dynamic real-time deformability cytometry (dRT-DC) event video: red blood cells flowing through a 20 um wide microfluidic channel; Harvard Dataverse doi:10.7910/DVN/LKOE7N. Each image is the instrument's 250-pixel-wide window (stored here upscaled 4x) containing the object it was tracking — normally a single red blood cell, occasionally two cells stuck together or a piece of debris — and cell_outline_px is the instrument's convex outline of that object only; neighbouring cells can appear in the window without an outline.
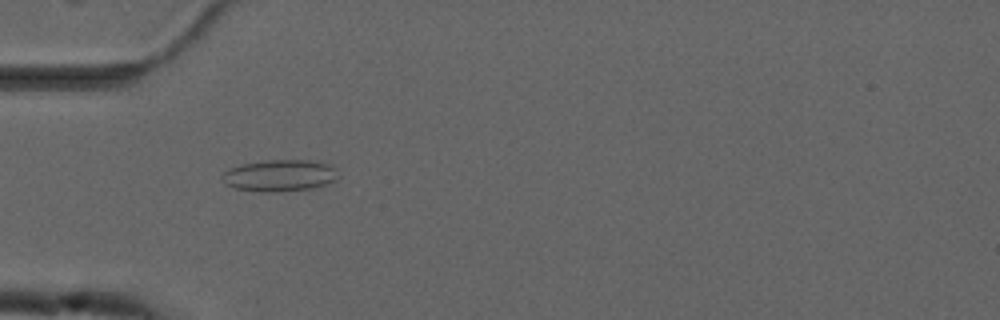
{"species": "common noctule bat (a hibernating species)", "species_latin": "Nyctalus noctula", "temperature_condition": "cold", "stored_images_in_passage": 55, "camera_frame_rate_fps": 3000, "um_per_image_px": 0.085, "animal": {"sex": "male", "forearm_length_mm": 52.5}, "frame": {"image": 1, "passage_image": 17, "time_ms": 5.333, "image_size_px": [1000, 320], "cell_outline_px": [[336, 180], [312, 188], [276, 192], [260, 192], [236, 188], [224, 184], [220, 176], [228, 168], [240, 164], [268, 160], [308, 160], [328, 164], [336, 168]], "centroid_in_image_um": [23.71, 14.92], "position_along_channel_um": 61.3, "area_um2": 21.44}}
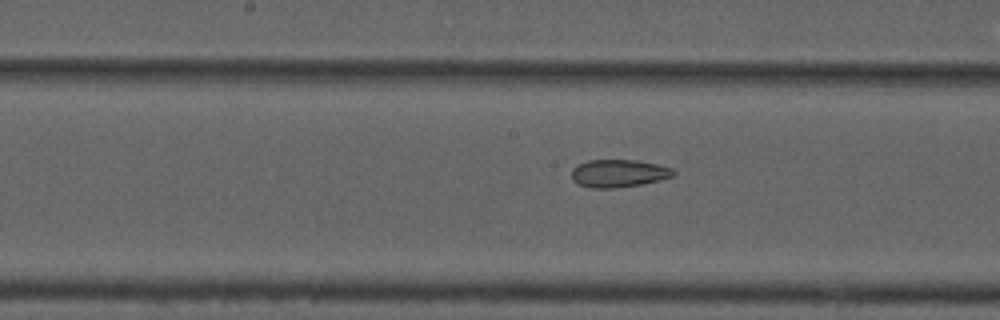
{"frame": {"image": 2, "passage_image": 28, "time_ms": 9.0, "image_size_px": [1000, 320], "cell_outline_px": [[676, 172], [672, 176], [660, 180], [640, 184], [612, 188], [588, 188], [576, 184], [572, 180], [572, 168], [588, 160], [636, 160], [656, 164], [672, 168]], "centroid_in_image_um": [52.55, 14.74], "position_along_channel_um": 195.7, "area_um2": 16.42}}
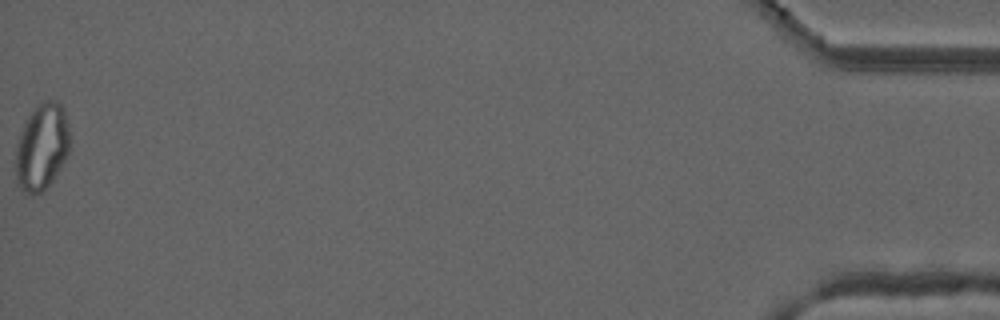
{"frame": {"image": 3, "passage_image": 55, "time_ms": 18.0, "image_size_px": [1000, 320], "cell_outline_px": [[68, 152], [64, 160], [52, 180], [40, 192], [32, 196], [24, 192], [20, 188], [16, 176], [16, 148], [24, 124], [28, 116], [44, 100], [56, 100], [64, 108], [68, 124]], "centroid_in_image_um": [3.55, 12.48], "position_along_channel_um": 431.6, "area_um2": 26.7}, "authors_computed_cell_mechanics": {"area_um2": 22.4264, "velocity_mm_per_s": 3.729, "shape_relaxation_time_tau1_ms": null, "shape_relaxation_time_tau2_ms": 3.403, "deformation_change_tau1": null, "deformation_change_tau2": 0.0961}}